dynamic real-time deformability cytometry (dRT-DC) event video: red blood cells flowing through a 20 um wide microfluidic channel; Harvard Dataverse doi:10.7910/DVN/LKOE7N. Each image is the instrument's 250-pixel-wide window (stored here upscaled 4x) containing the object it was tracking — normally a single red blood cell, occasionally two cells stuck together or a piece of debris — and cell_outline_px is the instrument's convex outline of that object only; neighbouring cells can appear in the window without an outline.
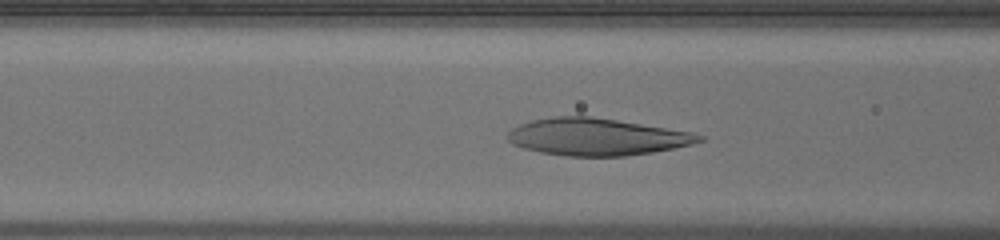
{"species": "human", "species_latin": "Homo sapiens", "temperature_condition": "warm", "stored_images_in_passage": 27, "camera_frame_rate_fps": 3000, "um_per_image_px": 0.085, "donor": {"sex": "male"}, "frame": {"image": 1, "passage_image": 4, "time_ms": 1.0, "image_size_px": [1000, 240], "cell_outline_px": [[704, 140], [692, 144], [652, 152], [624, 156], [568, 156], [540, 152], [524, 148], [512, 144], [508, 140], [508, 132], [512, 128], [520, 124], [532, 120], [552, 116], [592, 116], [692, 132], [704, 136]], "centroid_in_image_um": [50.7, 11.63], "position_along_channel_um": 115.9, "area_um2": 41.21}}
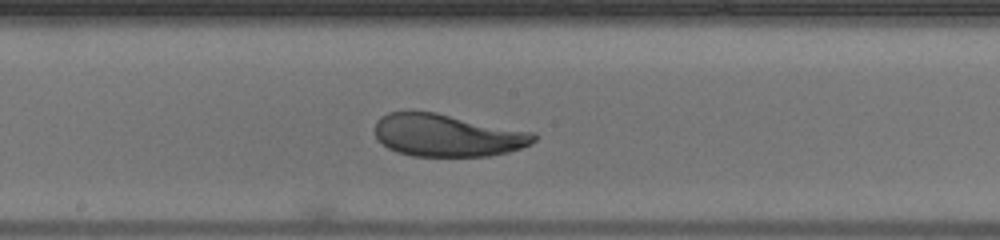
{"frame": {"image": 2, "passage_image": 11, "time_ms": 3.333, "image_size_px": [1000, 240], "cell_outline_px": [[536, 140], [532, 144], [508, 152], [488, 156], [412, 156], [396, 152], [388, 148], [376, 136], [376, 120], [380, 116], [388, 112], [436, 112], [536, 132]], "centroid_in_image_um": [38.06, 11.5], "position_along_channel_um": 210.1, "area_um2": 39.48}}
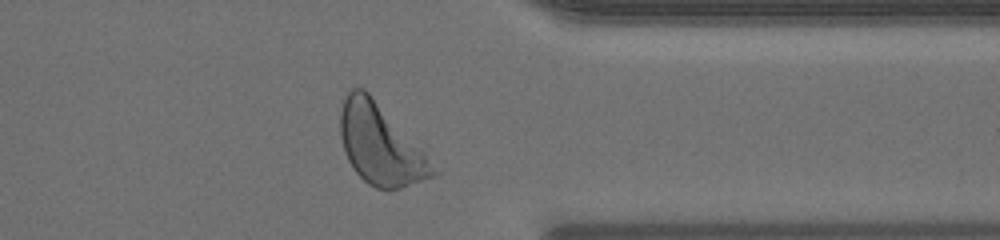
{"frame": {"image": 3, "passage_image": 24, "time_ms": 7.667, "image_size_px": [1000, 240], "cell_outline_px": [[440, 172], [436, 176], [400, 188], [376, 188], [368, 184], [352, 168], [348, 160], [340, 136], [340, 112], [344, 96], [352, 88], [364, 88], [368, 92]], "centroid_in_image_um": [32.29, 12.31], "position_along_channel_um": 379.1, "area_um2": 42.14}}